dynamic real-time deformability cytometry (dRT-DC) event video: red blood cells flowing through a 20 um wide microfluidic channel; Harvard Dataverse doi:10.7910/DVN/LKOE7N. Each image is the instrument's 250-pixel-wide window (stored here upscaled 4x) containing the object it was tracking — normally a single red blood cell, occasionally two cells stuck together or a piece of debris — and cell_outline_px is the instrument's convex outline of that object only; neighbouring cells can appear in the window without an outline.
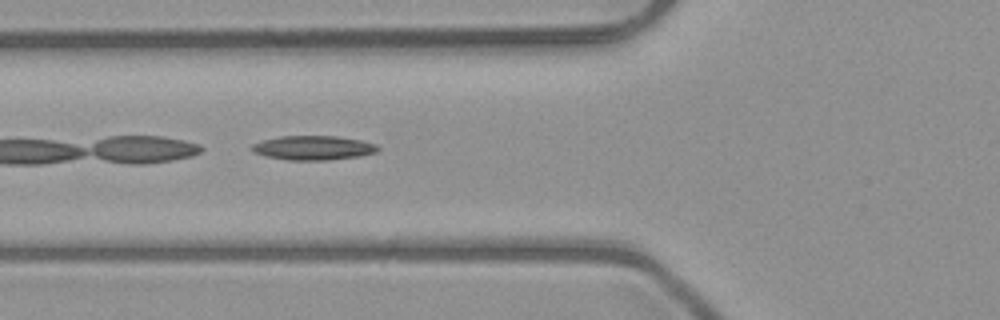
{"species": "common noctule bat (a hibernating species)", "species_latin": "Nyctalus noctula", "temperature_condition": "room temperature", "stored_images_in_passage": 34, "camera_frame_rate_fps": 3000, "um_per_image_px": 0.085, "animal": {"sex": "male", "body_mass_g": 23.1, "forearm_length_mm": 52.7}, "frame": {"image": 1, "passage_image": 4, "time_ms": 1.0, "image_size_px": [1000, 320], "cell_outline_px": [[380, 148], [376, 152], [360, 156], [328, 160], [288, 160], [264, 156], [252, 152], [252, 144], [264, 140], [280, 136], [336, 136], [360, 140], [376, 144]], "centroid_in_image_um": [26.62, 12.57], "position_along_channel_um": 99.2, "area_um2": 17.8}}
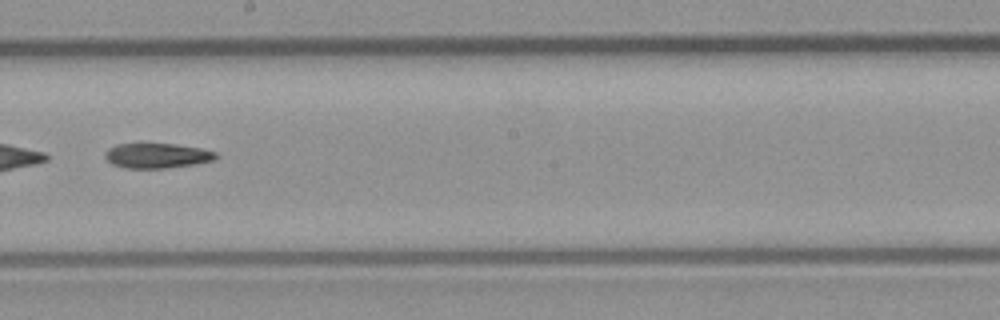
{"frame": {"image": 2, "passage_image": 14, "time_ms": 4.333, "image_size_px": [1000, 320], "cell_outline_px": [[220, 156], [216, 160], [196, 164], [168, 168], [124, 168], [112, 164], [104, 156], [104, 152], [108, 148], [116, 144], [172, 144], [200, 148], [216, 152]], "centroid_in_image_um": [13.37, 13.24], "position_along_channel_um": 234.8, "area_um2": 16.24}}
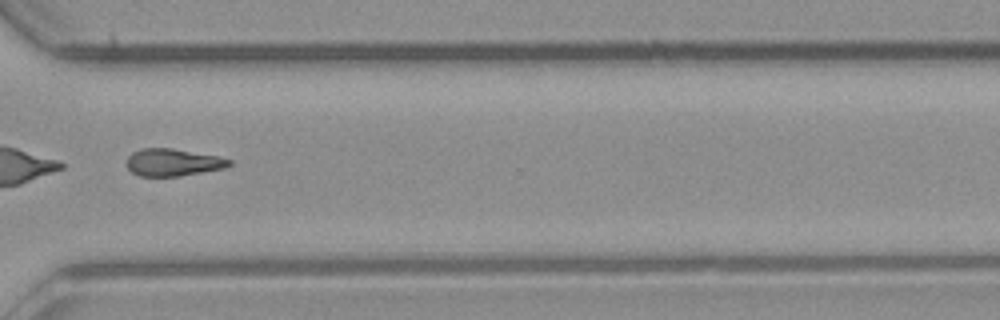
{"frame": {"image": 3, "passage_image": 23, "time_ms": 7.333, "image_size_px": [1000, 320], "cell_outline_px": [[232, 164], [224, 168], [180, 176], [140, 176], [132, 172], [124, 164], [128, 156], [132, 152], [140, 148], [172, 148], [220, 156], [232, 160]], "centroid_in_image_um": [14.68, 13.79], "position_along_channel_um": 355.9, "area_um2": 16.53}}